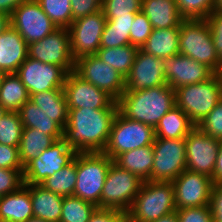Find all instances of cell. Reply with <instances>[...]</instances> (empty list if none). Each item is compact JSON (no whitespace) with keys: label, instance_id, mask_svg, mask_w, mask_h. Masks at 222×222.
I'll return each mask as SVG.
<instances>
[{"label":"cell","instance_id":"29","mask_svg":"<svg viewBox=\"0 0 222 222\" xmlns=\"http://www.w3.org/2000/svg\"><path fill=\"white\" fill-rule=\"evenodd\" d=\"M18 114L24 128L37 129L53 136L56 140L63 138V129L32 101L28 100L18 110Z\"/></svg>","mask_w":222,"mask_h":222},{"label":"cell","instance_id":"40","mask_svg":"<svg viewBox=\"0 0 222 222\" xmlns=\"http://www.w3.org/2000/svg\"><path fill=\"white\" fill-rule=\"evenodd\" d=\"M197 126L209 136L222 141V99Z\"/></svg>","mask_w":222,"mask_h":222},{"label":"cell","instance_id":"41","mask_svg":"<svg viewBox=\"0 0 222 222\" xmlns=\"http://www.w3.org/2000/svg\"><path fill=\"white\" fill-rule=\"evenodd\" d=\"M130 44V30L122 27H104L100 48H113Z\"/></svg>","mask_w":222,"mask_h":222},{"label":"cell","instance_id":"10","mask_svg":"<svg viewBox=\"0 0 222 222\" xmlns=\"http://www.w3.org/2000/svg\"><path fill=\"white\" fill-rule=\"evenodd\" d=\"M74 72L83 80L105 91L115 101H118L124 91L125 77L112 66H108L96 55L81 57L75 61Z\"/></svg>","mask_w":222,"mask_h":222},{"label":"cell","instance_id":"49","mask_svg":"<svg viewBox=\"0 0 222 222\" xmlns=\"http://www.w3.org/2000/svg\"><path fill=\"white\" fill-rule=\"evenodd\" d=\"M134 18L135 16L106 17L104 27H122L130 30Z\"/></svg>","mask_w":222,"mask_h":222},{"label":"cell","instance_id":"32","mask_svg":"<svg viewBox=\"0 0 222 222\" xmlns=\"http://www.w3.org/2000/svg\"><path fill=\"white\" fill-rule=\"evenodd\" d=\"M138 50L139 48L137 46L128 44L113 48H100L96 56L126 78L134 64Z\"/></svg>","mask_w":222,"mask_h":222},{"label":"cell","instance_id":"46","mask_svg":"<svg viewBox=\"0 0 222 222\" xmlns=\"http://www.w3.org/2000/svg\"><path fill=\"white\" fill-rule=\"evenodd\" d=\"M0 168L24 170L19 158V147L0 144Z\"/></svg>","mask_w":222,"mask_h":222},{"label":"cell","instance_id":"17","mask_svg":"<svg viewBox=\"0 0 222 222\" xmlns=\"http://www.w3.org/2000/svg\"><path fill=\"white\" fill-rule=\"evenodd\" d=\"M16 74L25 85L29 96L34 93L53 89H63L67 72L55 64L42 63L28 57Z\"/></svg>","mask_w":222,"mask_h":222},{"label":"cell","instance_id":"43","mask_svg":"<svg viewBox=\"0 0 222 222\" xmlns=\"http://www.w3.org/2000/svg\"><path fill=\"white\" fill-rule=\"evenodd\" d=\"M179 222H214L210 205L176 210Z\"/></svg>","mask_w":222,"mask_h":222},{"label":"cell","instance_id":"8","mask_svg":"<svg viewBox=\"0 0 222 222\" xmlns=\"http://www.w3.org/2000/svg\"><path fill=\"white\" fill-rule=\"evenodd\" d=\"M143 181L135 174L111 163L97 208L127 213Z\"/></svg>","mask_w":222,"mask_h":222},{"label":"cell","instance_id":"7","mask_svg":"<svg viewBox=\"0 0 222 222\" xmlns=\"http://www.w3.org/2000/svg\"><path fill=\"white\" fill-rule=\"evenodd\" d=\"M155 138L154 127L128 119L118 111L103 153L114 160L123 152L153 145Z\"/></svg>","mask_w":222,"mask_h":222},{"label":"cell","instance_id":"15","mask_svg":"<svg viewBox=\"0 0 222 222\" xmlns=\"http://www.w3.org/2000/svg\"><path fill=\"white\" fill-rule=\"evenodd\" d=\"M186 169L213 178L220 141L195 126L185 137Z\"/></svg>","mask_w":222,"mask_h":222},{"label":"cell","instance_id":"18","mask_svg":"<svg viewBox=\"0 0 222 222\" xmlns=\"http://www.w3.org/2000/svg\"><path fill=\"white\" fill-rule=\"evenodd\" d=\"M172 184L177 210L210 205L214 186L211 177L185 169Z\"/></svg>","mask_w":222,"mask_h":222},{"label":"cell","instance_id":"42","mask_svg":"<svg viewBox=\"0 0 222 222\" xmlns=\"http://www.w3.org/2000/svg\"><path fill=\"white\" fill-rule=\"evenodd\" d=\"M23 185V170L0 168V197L16 192Z\"/></svg>","mask_w":222,"mask_h":222},{"label":"cell","instance_id":"16","mask_svg":"<svg viewBox=\"0 0 222 222\" xmlns=\"http://www.w3.org/2000/svg\"><path fill=\"white\" fill-rule=\"evenodd\" d=\"M63 90L69 109H119L118 102L110 95L83 80L74 71L67 74Z\"/></svg>","mask_w":222,"mask_h":222},{"label":"cell","instance_id":"1","mask_svg":"<svg viewBox=\"0 0 222 222\" xmlns=\"http://www.w3.org/2000/svg\"><path fill=\"white\" fill-rule=\"evenodd\" d=\"M119 109H69L63 139L77 153L103 152Z\"/></svg>","mask_w":222,"mask_h":222},{"label":"cell","instance_id":"25","mask_svg":"<svg viewBox=\"0 0 222 222\" xmlns=\"http://www.w3.org/2000/svg\"><path fill=\"white\" fill-rule=\"evenodd\" d=\"M179 33L180 27L153 29L151 35L140 49L160 59L178 55Z\"/></svg>","mask_w":222,"mask_h":222},{"label":"cell","instance_id":"44","mask_svg":"<svg viewBox=\"0 0 222 222\" xmlns=\"http://www.w3.org/2000/svg\"><path fill=\"white\" fill-rule=\"evenodd\" d=\"M205 20L211 31L215 50L222 62V11L213 10Z\"/></svg>","mask_w":222,"mask_h":222},{"label":"cell","instance_id":"55","mask_svg":"<svg viewBox=\"0 0 222 222\" xmlns=\"http://www.w3.org/2000/svg\"><path fill=\"white\" fill-rule=\"evenodd\" d=\"M25 222H47L41 218H37V217H32L31 219H28L27 221Z\"/></svg>","mask_w":222,"mask_h":222},{"label":"cell","instance_id":"21","mask_svg":"<svg viewBox=\"0 0 222 222\" xmlns=\"http://www.w3.org/2000/svg\"><path fill=\"white\" fill-rule=\"evenodd\" d=\"M28 58V44L12 26L0 35V69L16 73Z\"/></svg>","mask_w":222,"mask_h":222},{"label":"cell","instance_id":"9","mask_svg":"<svg viewBox=\"0 0 222 222\" xmlns=\"http://www.w3.org/2000/svg\"><path fill=\"white\" fill-rule=\"evenodd\" d=\"M151 181L172 182L186 169L185 138H155Z\"/></svg>","mask_w":222,"mask_h":222},{"label":"cell","instance_id":"36","mask_svg":"<svg viewBox=\"0 0 222 222\" xmlns=\"http://www.w3.org/2000/svg\"><path fill=\"white\" fill-rule=\"evenodd\" d=\"M23 128L18 112H5L0 118V144L19 147Z\"/></svg>","mask_w":222,"mask_h":222},{"label":"cell","instance_id":"13","mask_svg":"<svg viewBox=\"0 0 222 222\" xmlns=\"http://www.w3.org/2000/svg\"><path fill=\"white\" fill-rule=\"evenodd\" d=\"M106 22L102 9L86 15L68 27L73 59L96 55L100 49L101 36Z\"/></svg>","mask_w":222,"mask_h":222},{"label":"cell","instance_id":"11","mask_svg":"<svg viewBox=\"0 0 222 222\" xmlns=\"http://www.w3.org/2000/svg\"><path fill=\"white\" fill-rule=\"evenodd\" d=\"M76 151L69 148L62 138L43 150L37 158L24 166V184H40L69 164L75 157Z\"/></svg>","mask_w":222,"mask_h":222},{"label":"cell","instance_id":"28","mask_svg":"<svg viewBox=\"0 0 222 222\" xmlns=\"http://www.w3.org/2000/svg\"><path fill=\"white\" fill-rule=\"evenodd\" d=\"M196 125L177 105L172 107L155 127L156 138H185Z\"/></svg>","mask_w":222,"mask_h":222},{"label":"cell","instance_id":"23","mask_svg":"<svg viewBox=\"0 0 222 222\" xmlns=\"http://www.w3.org/2000/svg\"><path fill=\"white\" fill-rule=\"evenodd\" d=\"M32 217L30 190L25 185L0 197V222H25Z\"/></svg>","mask_w":222,"mask_h":222},{"label":"cell","instance_id":"4","mask_svg":"<svg viewBox=\"0 0 222 222\" xmlns=\"http://www.w3.org/2000/svg\"><path fill=\"white\" fill-rule=\"evenodd\" d=\"M222 99V80L215 73L206 81L175 89L176 105L197 126Z\"/></svg>","mask_w":222,"mask_h":222},{"label":"cell","instance_id":"33","mask_svg":"<svg viewBox=\"0 0 222 222\" xmlns=\"http://www.w3.org/2000/svg\"><path fill=\"white\" fill-rule=\"evenodd\" d=\"M77 181L76 155L74 159L55 172L54 175L47 177L41 185L44 189L60 196L66 197L74 194V188Z\"/></svg>","mask_w":222,"mask_h":222},{"label":"cell","instance_id":"22","mask_svg":"<svg viewBox=\"0 0 222 222\" xmlns=\"http://www.w3.org/2000/svg\"><path fill=\"white\" fill-rule=\"evenodd\" d=\"M30 190L34 217L47 222H60L63 196L44 189L39 184H24Z\"/></svg>","mask_w":222,"mask_h":222},{"label":"cell","instance_id":"50","mask_svg":"<svg viewBox=\"0 0 222 222\" xmlns=\"http://www.w3.org/2000/svg\"><path fill=\"white\" fill-rule=\"evenodd\" d=\"M27 0H0V13L11 15L13 11Z\"/></svg>","mask_w":222,"mask_h":222},{"label":"cell","instance_id":"53","mask_svg":"<svg viewBox=\"0 0 222 222\" xmlns=\"http://www.w3.org/2000/svg\"><path fill=\"white\" fill-rule=\"evenodd\" d=\"M153 222H179L178 216L176 214V211L173 213H170L168 215L160 217L158 220Z\"/></svg>","mask_w":222,"mask_h":222},{"label":"cell","instance_id":"30","mask_svg":"<svg viewBox=\"0 0 222 222\" xmlns=\"http://www.w3.org/2000/svg\"><path fill=\"white\" fill-rule=\"evenodd\" d=\"M25 85L16 73H6L0 86V106L6 112H18L29 100Z\"/></svg>","mask_w":222,"mask_h":222},{"label":"cell","instance_id":"57","mask_svg":"<svg viewBox=\"0 0 222 222\" xmlns=\"http://www.w3.org/2000/svg\"><path fill=\"white\" fill-rule=\"evenodd\" d=\"M6 111L0 106V118L4 115Z\"/></svg>","mask_w":222,"mask_h":222},{"label":"cell","instance_id":"27","mask_svg":"<svg viewBox=\"0 0 222 222\" xmlns=\"http://www.w3.org/2000/svg\"><path fill=\"white\" fill-rule=\"evenodd\" d=\"M113 162L120 168L137 175L142 181H151L154 162L153 145L123 152Z\"/></svg>","mask_w":222,"mask_h":222},{"label":"cell","instance_id":"39","mask_svg":"<svg viewBox=\"0 0 222 222\" xmlns=\"http://www.w3.org/2000/svg\"><path fill=\"white\" fill-rule=\"evenodd\" d=\"M153 27L141 10L136 13L130 29V44L141 48L151 35Z\"/></svg>","mask_w":222,"mask_h":222},{"label":"cell","instance_id":"54","mask_svg":"<svg viewBox=\"0 0 222 222\" xmlns=\"http://www.w3.org/2000/svg\"><path fill=\"white\" fill-rule=\"evenodd\" d=\"M214 10L222 11V0H214Z\"/></svg>","mask_w":222,"mask_h":222},{"label":"cell","instance_id":"47","mask_svg":"<svg viewBox=\"0 0 222 222\" xmlns=\"http://www.w3.org/2000/svg\"><path fill=\"white\" fill-rule=\"evenodd\" d=\"M88 222H127L126 213L115 209L97 208Z\"/></svg>","mask_w":222,"mask_h":222},{"label":"cell","instance_id":"20","mask_svg":"<svg viewBox=\"0 0 222 222\" xmlns=\"http://www.w3.org/2000/svg\"><path fill=\"white\" fill-rule=\"evenodd\" d=\"M166 84L163 59L147 54L139 48L130 73L125 78V91H139Z\"/></svg>","mask_w":222,"mask_h":222},{"label":"cell","instance_id":"31","mask_svg":"<svg viewBox=\"0 0 222 222\" xmlns=\"http://www.w3.org/2000/svg\"><path fill=\"white\" fill-rule=\"evenodd\" d=\"M56 141L53 136L45 132L34 128H23L19 145V158L23 167Z\"/></svg>","mask_w":222,"mask_h":222},{"label":"cell","instance_id":"51","mask_svg":"<svg viewBox=\"0 0 222 222\" xmlns=\"http://www.w3.org/2000/svg\"><path fill=\"white\" fill-rule=\"evenodd\" d=\"M212 181L214 185L222 184V141H220V146L218 150L217 161Z\"/></svg>","mask_w":222,"mask_h":222},{"label":"cell","instance_id":"5","mask_svg":"<svg viewBox=\"0 0 222 222\" xmlns=\"http://www.w3.org/2000/svg\"><path fill=\"white\" fill-rule=\"evenodd\" d=\"M179 54L190 57L219 73L222 62L215 50L205 19H184L180 25Z\"/></svg>","mask_w":222,"mask_h":222},{"label":"cell","instance_id":"37","mask_svg":"<svg viewBox=\"0 0 222 222\" xmlns=\"http://www.w3.org/2000/svg\"><path fill=\"white\" fill-rule=\"evenodd\" d=\"M184 19H205L214 10V0H176Z\"/></svg>","mask_w":222,"mask_h":222},{"label":"cell","instance_id":"38","mask_svg":"<svg viewBox=\"0 0 222 222\" xmlns=\"http://www.w3.org/2000/svg\"><path fill=\"white\" fill-rule=\"evenodd\" d=\"M142 10V0H102L105 17L135 16Z\"/></svg>","mask_w":222,"mask_h":222},{"label":"cell","instance_id":"26","mask_svg":"<svg viewBox=\"0 0 222 222\" xmlns=\"http://www.w3.org/2000/svg\"><path fill=\"white\" fill-rule=\"evenodd\" d=\"M29 100L51 116L63 130L67 125L69 108L63 89H53L31 94Z\"/></svg>","mask_w":222,"mask_h":222},{"label":"cell","instance_id":"3","mask_svg":"<svg viewBox=\"0 0 222 222\" xmlns=\"http://www.w3.org/2000/svg\"><path fill=\"white\" fill-rule=\"evenodd\" d=\"M176 210L172 182L143 181L126 213L127 222H153Z\"/></svg>","mask_w":222,"mask_h":222},{"label":"cell","instance_id":"58","mask_svg":"<svg viewBox=\"0 0 222 222\" xmlns=\"http://www.w3.org/2000/svg\"><path fill=\"white\" fill-rule=\"evenodd\" d=\"M219 75H220L221 80H222V66H221V69H220Z\"/></svg>","mask_w":222,"mask_h":222},{"label":"cell","instance_id":"14","mask_svg":"<svg viewBox=\"0 0 222 222\" xmlns=\"http://www.w3.org/2000/svg\"><path fill=\"white\" fill-rule=\"evenodd\" d=\"M10 23L27 44L40 41L57 29L36 0L19 5L11 14Z\"/></svg>","mask_w":222,"mask_h":222},{"label":"cell","instance_id":"2","mask_svg":"<svg viewBox=\"0 0 222 222\" xmlns=\"http://www.w3.org/2000/svg\"><path fill=\"white\" fill-rule=\"evenodd\" d=\"M117 102L119 111L126 118L155 128L176 105L175 90L166 84L139 91H124Z\"/></svg>","mask_w":222,"mask_h":222},{"label":"cell","instance_id":"35","mask_svg":"<svg viewBox=\"0 0 222 222\" xmlns=\"http://www.w3.org/2000/svg\"><path fill=\"white\" fill-rule=\"evenodd\" d=\"M57 28L68 29L72 23L70 0H36Z\"/></svg>","mask_w":222,"mask_h":222},{"label":"cell","instance_id":"19","mask_svg":"<svg viewBox=\"0 0 222 222\" xmlns=\"http://www.w3.org/2000/svg\"><path fill=\"white\" fill-rule=\"evenodd\" d=\"M163 65L164 77L173 90L206 81L215 74L207 65L180 54L163 59Z\"/></svg>","mask_w":222,"mask_h":222},{"label":"cell","instance_id":"48","mask_svg":"<svg viewBox=\"0 0 222 222\" xmlns=\"http://www.w3.org/2000/svg\"><path fill=\"white\" fill-rule=\"evenodd\" d=\"M210 206L214 222H222V184L213 186Z\"/></svg>","mask_w":222,"mask_h":222},{"label":"cell","instance_id":"45","mask_svg":"<svg viewBox=\"0 0 222 222\" xmlns=\"http://www.w3.org/2000/svg\"><path fill=\"white\" fill-rule=\"evenodd\" d=\"M72 22L102 9V0H70Z\"/></svg>","mask_w":222,"mask_h":222},{"label":"cell","instance_id":"34","mask_svg":"<svg viewBox=\"0 0 222 222\" xmlns=\"http://www.w3.org/2000/svg\"><path fill=\"white\" fill-rule=\"evenodd\" d=\"M96 209V205L77 196L63 197L60 222H88Z\"/></svg>","mask_w":222,"mask_h":222},{"label":"cell","instance_id":"6","mask_svg":"<svg viewBox=\"0 0 222 222\" xmlns=\"http://www.w3.org/2000/svg\"><path fill=\"white\" fill-rule=\"evenodd\" d=\"M112 162L103 152L76 153L77 181L73 195L97 206Z\"/></svg>","mask_w":222,"mask_h":222},{"label":"cell","instance_id":"52","mask_svg":"<svg viewBox=\"0 0 222 222\" xmlns=\"http://www.w3.org/2000/svg\"><path fill=\"white\" fill-rule=\"evenodd\" d=\"M10 16L7 14L0 13V35L11 26Z\"/></svg>","mask_w":222,"mask_h":222},{"label":"cell","instance_id":"24","mask_svg":"<svg viewBox=\"0 0 222 222\" xmlns=\"http://www.w3.org/2000/svg\"><path fill=\"white\" fill-rule=\"evenodd\" d=\"M142 11L153 29L180 27L184 20L176 0H142Z\"/></svg>","mask_w":222,"mask_h":222},{"label":"cell","instance_id":"56","mask_svg":"<svg viewBox=\"0 0 222 222\" xmlns=\"http://www.w3.org/2000/svg\"><path fill=\"white\" fill-rule=\"evenodd\" d=\"M5 74L6 73L0 69V86H1V83Z\"/></svg>","mask_w":222,"mask_h":222},{"label":"cell","instance_id":"12","mask_svg":"<svg viewBox=\"0 0 222 222\" xmlns=\"http://www.w3.org/2000/svg\"><path fill=\"white\" fill-rule=\"evenodd\" d=\"M28 57L58 65L67 73L74 71L69 30L57 28L42 40L28 44Z\"/></svg>","mask_w":222,"mask_h":222}]
</instances>
